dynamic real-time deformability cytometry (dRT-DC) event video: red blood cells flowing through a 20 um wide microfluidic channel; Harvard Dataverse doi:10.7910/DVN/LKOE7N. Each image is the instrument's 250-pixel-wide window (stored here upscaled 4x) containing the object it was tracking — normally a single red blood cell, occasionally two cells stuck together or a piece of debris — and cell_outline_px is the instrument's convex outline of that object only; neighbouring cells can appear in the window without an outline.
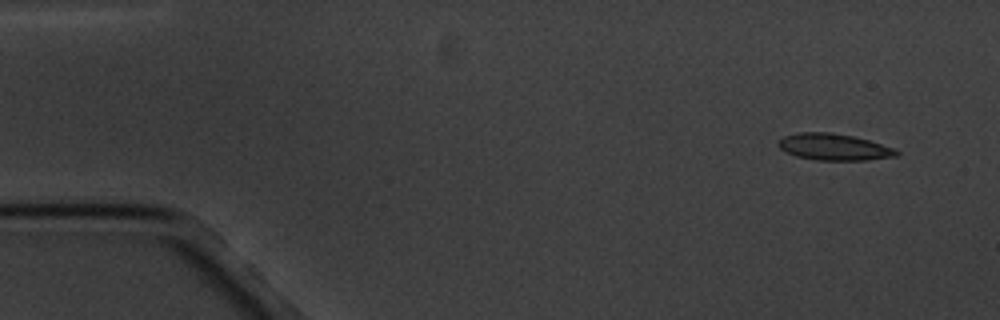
{"species": "common noctule bat (a hibernating species)", "species_latin": "Nyctalus noctula", "temperature_condition": "cold", "stored_images_in_passage": 5, "camera_frame_rate_fps": 3000, "um_per_image_px": 0.085, "animal": {"sex": "male", "body_mass_g": 20.1, "forearm_length_mm": 53.5}, "frame": {"image": 1, "passage_image": 1, "time_ms": 0.0, "image_size_px": [1000, 320], "cell_outline_px": [[900, 152], [896, 156], [864, 160], [816, 160], [796, 156], [780, 148], [776, 144], [784, 136], [800, 132], [828, 132], [852, 136], [868, 140], [896, 148]], "centroid_in_image_um": [70.89, 12.49], "position_along_channel_um": 14.1, "area_um2": 18.15}}